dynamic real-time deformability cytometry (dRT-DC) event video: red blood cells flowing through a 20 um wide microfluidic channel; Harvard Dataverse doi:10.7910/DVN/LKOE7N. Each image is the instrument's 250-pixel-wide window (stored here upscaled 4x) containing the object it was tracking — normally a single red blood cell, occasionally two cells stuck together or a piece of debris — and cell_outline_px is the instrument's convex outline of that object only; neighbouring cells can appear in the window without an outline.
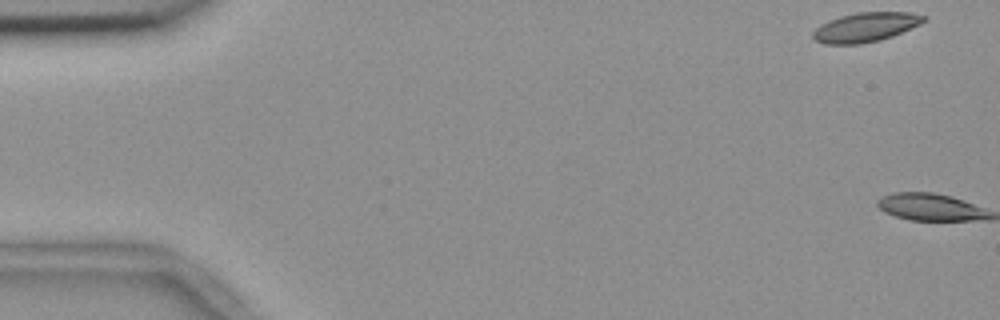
{"species": "common noctule bat (a hibernating species)", "species_latin": "Nyctalus noctula", "temperature_condition": "room temperature", "stored_images_in_passage": 2, "camera_frame_rate_fps": 3000, "um_per_image_px": 0.085, "animal": {"sex": "female", "body_mass_g": 18.4}, "frame": {"image": 1, "passage_image": 1, "time_ms": 0.0, "image_size_px": [1000, 320], "cell_outline_px": [[928, 20], [920, 24], [892, 36], [880, 40], [860, 44], [824, 44], [812, 40], [812, 32], [820, 24], [828, 20], [840, 16], [856, 12], [908, 12], [928, 16]], "centroid_in_image_um": [73.55, 2.31], "position_along_channel_um": 11.4, "area_um2": 19.19}}